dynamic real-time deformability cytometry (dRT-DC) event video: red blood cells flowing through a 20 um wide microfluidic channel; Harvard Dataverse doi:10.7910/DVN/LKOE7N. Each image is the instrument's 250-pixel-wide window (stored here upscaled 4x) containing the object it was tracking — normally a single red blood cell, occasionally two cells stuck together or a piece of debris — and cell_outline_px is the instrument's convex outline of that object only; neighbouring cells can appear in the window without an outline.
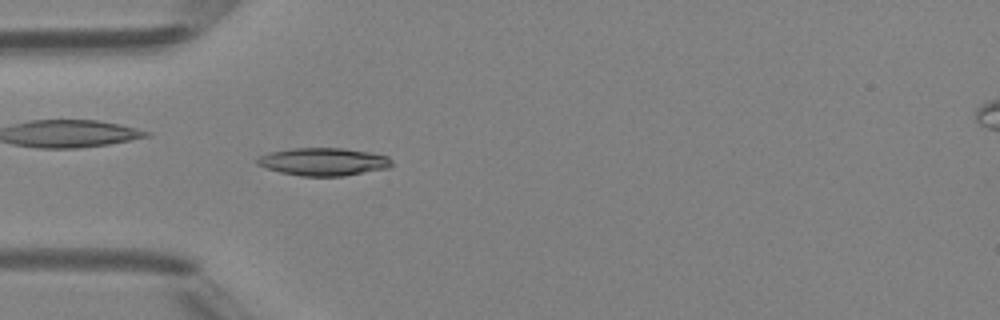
{"species": "Egyptian fruit bat (a non-hibernating species)", "species_latin": "Rousettus aegyptiacus", "temperature_condition": "room temperature", "stored_images_in_passage": 4, "camera_frame_rate_fps": 3000, "um_per_image_px": 0.085, "animal": {"sex": "female"}, "frame": {"image": 1, "passage_image": 4, "time_ms": 3.333, "image_size_px": [1000, 320], "cell_outline_px": [[392, 164], [388, 168], [344, 176], [300, 176], [280, 172], [256, 164], [256, 156], [268, 152], [292, 148], [344, 148], [368, 152], [388, 156], [392, 160]], "centroid_in_image_um": [27.46, 13.74], "position_along_channel_um": 57.5, "area_um2": 21.91}}